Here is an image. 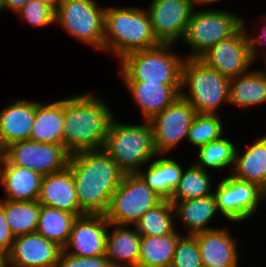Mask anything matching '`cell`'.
Segmentation results:
<instances>
[{"label": "cell", "mask_w": 266, "mask_h": 267, "mask_svg": "<svg viewBox=\"0 0 266 267\" xmlns=\"http://www.w3.org/2000/svg\"><path fill=\"white\" fill-rule=\"evenodd\" d=\"M197 112L181 96L150 121L154 148L158 155H169L187 141L190 124ZM182 142V143H181ZM174 149V150H173Z\"/></svg>", "instance_id": "obj_11"}, {"label": "cell", "mask_w": 266, "mask_h": 267, "mask_svg": "<svg viewBox=\"0 0 266 267\" xmlns=\"http://www.w3.org/2000/svg\"><path fill=\"white\" fill-rule=\"evenodd\" d=\"M4 11L3 0H0V13Z\"/></svg>", "instance_id": "obj_46"}, {"label": "cell", "mask_w": 266, "mask_h": 267, "mask_svg": "<svg viewBox=\"0 0 266 267\" xmlns=\"http://www.w3.org/2000/svg\"><path fill=\"white\" fill-rule=\"evenodd\" d=\"M225 226L193 235L204 267H240L238 239L232 236L230 224Z\"/></svg>", "instance_id": "obj_17"}, {"label": "cell", "mask_w": 266, "mask_h": 267, "mask_svg": "<svg viewBox=\"0 0 266 267\" xmlns=\"http://www.w3.org/2000/svg\"><path fill=\"white\" fill-rule=\"evenodd\" d=\"M218 181L213 193L218 213L231 224L250 221L266 202V192L255 183L239 180L231 174L222 175Z\"/></svg>", "instance_id": "obj_10"}, {"label": "cell", "mask_w": 266, "mask_h": 267, "mask_svg": "<svg viewBox=\"0 0 266 267\" xmlns=\"http://www.w3.org/2000/svg\"><path fill=\"white\" fill-rule=\"evenodd\" d=\"M263 104H266V71L263 68H251L247 73L230 80V106L244 113Z\"/></svg>", "instance_id": "obj_26"}, {"label": "cell", "mask_w": 266, "mask_h": 267, "mask_svg": "<svg viewBox=\"0 0 266 267\" xmlns=\"http://www.w3.org/2000/svg\"><path fill=\"white\" fill-rule=\"evenodd\" d=\"M262 19L258 22L257 25H254L252 27L253 30H249V26L247 25L248 21H245V18L243 17L242 20V26L246 32V36L248 39V44H249V50H250V55L251 58L253 60V62L255 63V65L258 64V61L260 60L259 55H263V53H260V51H264V53H266V48H264L266 46V14L263 16H260ZM260 26H262L260 28ZM249 31H253V33L249 32ZM255 32V33H254ZM263 46V47H262ZM261 48L263 50H261ZM265 55V56H264ZM263 55V59L264 57L266 58V54ZM257 62V63H256Z\"/></svg>", "instance_id": "obj_37"}, {"label": "cell", "mask_w": 266, "mask_h": 267, "mask_svg": "<svg viewBox=\"0 0 266 267\" xmlns=\"http://www.w3.org/2000/svg\"><path fill=\"white\" fill-rule=\"evenodd\" d=\"M93 89L64 97L63 146L70 154L103 149L116 114Z\"/></svg>", "instance_id": "obj_1"}, {"label": "cell", "mask_w": 266, "mask_h": 267, "mask_svg": "<svg viewBox=\"0 0 266 267\" xmlns=\"http://www.w3.org/2000/svg\"><path fill=\"white\" fill-rule=\"evenodd\" d=\"M14 238L5 219L4 207L0 204V248L10 252Z\"/></svg>", "instance_id": "obj_40"}, {"label": "cell", "mask_w": 266, "mask_h": 267, "mask_svg": "<svg viewBox=\"0 0 266 267\" xmlns=\"http://www.w3.org/2000/svg\"><path fill=\"white\" fill-rule=\"evenodd\" d=\"M228 137L223 135L221 138L199 147L196 151L197 157L193 162L208 172H214V170L223 172L225 169L227 171L225 173L231 174L235 164L237 143Z\"/></svg>", "instance_id": "obj_27"}, {"label": "cell", "mask_w": 266, "mask_h": 267, "mask_svg": "<svg viewBox=\"0 0 266 267\" xmlns=\"http://www.w3.org/2000/svg\"><path fill=\"white\" fill-rule=\"evenodd\" d=\"M97 3L96 0H63L55 9V26L79 44L104 53L106 7Z\"/></svg>", "instance_id": "obj_7"}, {"label": "cell", "mask_w": 266, "mask_h": 267, "mask_svg": "<svg viewBox=\"0 0 266 267\" xmlns=\"http://www.w3.org/2000/svg\"><path fill=\"white\" fill-rule=\"evenodd\" d=\"M198 243L193 235H183L177 243L171 267H202Z\"/></svg>", "instance_id": "obj_36"}, {"label": "cell", "mask_w": 266, "mask_h": 267, "mask_svg": "<svg viewBox=\"0 0 266 267\" xmlns=\"http://www.w3.org/2000/svg\"><path fill=\"white\" fill-rule=\"evenodd\" d=\"M68 168L80 209L85 214L104 215L125 173L104 149L71 154Z\"/></svg>", "instance_id": "obj_2"}, {"label": "cell", "mask_w": 266, "mask_h": 267, "mask_svg": "<svg viewBox=\"0 0 266 267\" xmlns=\"http://www.w3.org/2000/svg\"><path fill=\"white\" fill-rule=\"evenodd\" d=\"M230 80L198 58H185L180 96L199 114L220 115V107L229 105Z\"/></svg>", "instance_id": "obj_5"}, {"label": "cell", "mask_w": 266, "mask_h": 267, "mask_svg": "<svg viewBox=\"0 0 266 267\" xmlns=\"http://www.w3.org/2000/svg\"><path fill=\"white\" fill-rule=\"evenodd\" d=\"M77 215L41 205L36 232L64 248Z\"/></svg>", "instance_id": "obj_29"}, {"label": "cell", "mask_w": 266, "mask_h": 267, "mask_svg": "<svg viewBox=\"0 0 266 267\" xmlns=\"http://www.w3.org/2000/svg\"><path fill=\"white\" fill-rule=\"evenodd\" d=\"M198 59L230 79L247 73L255 64L243 26L230 37L210 47Z\"/></svg>", "instance_id": "obj_14"}, {"label": "cell", "mask_w": 266, "mask_h": 267, "mask_svg": "<svg viewBox=\"0 0 266 267\" xmlns=\"http://www.w3.org/2000/svg\"><path fill=\"white\" fill-rule=\"evenodd\" d=\"M197 6L191 14L180 43L190 50L185 58H199L220 40L233 35L241 26L243 16L229 10Z\"/></svg>", "instance_id": "obj_8"}, {"label": "cell", "mask_w": 266, "mask_h": 267, "mask_svg": "<svg viewBox=\"0 0 266 267\" xmlns=\"http://www.w3.org/2000/svg\"><path fill=\"white\" fill-rule=\"evenodd\" d=\"M44 4L51 6L54 10L60 5L63 0H40Z\"/></svg>", "instance_id": "obj_44"}, {"label": "cell", "mask_w": 266, "mask_h": 267, "mask_svg": "<svg viewBox=\"0 0 266 267\" xmlns=\"http://www.w3.org/2000/svg\"><path fill=\"white\" fill-rule=\"evenodd\" d=\"M223 0H195L196 5L199 7H211L213 4L220 3Z\"/></svg>", "instance_id": "obj_43"}, {"label": "cell", "mask_w": 266, "mask_h": 267, "mask_svg": "<svg viewBox=\"0 0 266 267\" xmlns=\"http://www.w3.org/2000/svg\"><path fill=\"white\" fill-rule=\"evenodd\" d=\"M15 15L33 29L55 25V10L40 0H28Z\"/></svg>", "instance_id": "obj_34"}, {"label": "cell", "mask_w": 266, "mask_h": 267, "mask_svg": "<svg viewBox=\"0 0 266 267\" xmlns=\"http://www.w3.org/2000/svg\"><path fill=\"white\" fill-rule=\"evenodd\" d=\"M5 149L6 147L4 146L0 138V163L5 159Z\"/></svg>", "instance_id": "obj_45"}, {"label": "cell", "mask_w": 266, "mask_h": 267, "mask_svg": "<svg viewBox=\"0 0 266 267\" xmlns=\"http://www.w3.org/2000/svg\"><path fill=\"white\" fill-rule=\"evenodd\" d=\"M163 199L138 174H125L104 213L109 223L135 226L140 217Z\"/></svg>", "instance_id": "obj_9"}, {"label": "cell", "mask_w": 266, "mask_h": 267, "mask_svg": "<svg viewBox=\"0 0 266 267\" xmlns=\"http://www.w3.org/2000/svg\"><path fill=\"white\" fill-rule=\"evenodd\" d=\"M62 251L38 232L19 235L9 252L10 267H56Z\"/></svg>", "instance_id": "obj_16"}, {"label": "cell", "mask_w": 266, "mask_h": 267, "mask_svg": "<svg viewBox=\"0 0 266 267\" xmlns=\"http://www.w3.org/2000/svg\"><path fill=\"white\" fill-rule=\"evenodd\" d=\"M248 144L245 149L237 146L231 175L255 183L266 192V133L257 135Z\"/></svg>", "instance_id": "obj_24"}, {"label": "cell", "mask_w": 266, "mask_h": 267, "mask_svg": "<svg viewBox=\"0 0 266 267\" xmlns=\"http://www.w3.org/2000/svg\"><path fill=\"white\" fill-rule=\"evenodd\" d=\"M109 222L104 215L86 214L74 221L63 250L78 257L105 255Z\"/></svg>", "instance_id": "obj_15"}, {"label": "cell", "mask_w": 266, "mask_h": 267, "mask_svg": "<svg viewBox=\"0 0 266 267\" xmlns=\"http://www.w3.org/2000/svg\"><path fill=\"white\" fill-rule=\"evenodd\" d=\"M132 101L138 107L142 121L154 116L171 105L179 96L181 85H165L147 82H123Z\"/></svg>", "instance_id": "obj_18"}, {"label": "cell", "mask_w": 266, "mask_h": 267, "mask_svg": "<svg viewBox=\"0 0 266 267\" xmlns=\"http://www.w3.org/2000/svg\"><path fill=\"white\" fill-rule=\"evenodd\" d=\"M146 7L157 40L176 45L182 41L197 5L195 0H150Z\"/></svg>", "instance_id": "obj_13"}, {"label": "cell", "mask_w": 266, "mask_h": 267, "mask_svg": "<svg viewBox=\"0 0 266 267\" xmlns=\"http://www.w3.org/2000/svg\"><path fill=\"white\" fill-rule=\"evenodd\" d=\"M135 227L140 236H163L180 232L176 228L175 212L170 200H162L147 210Z\"/></svg>", "instance_id": "obj_32"}, {"label": "cell", "mask_w": 266, "mask_h": 267, "mask_svg": "<svg viewBox=\"0 0 266 267\" xmlns=\"http://www.w3.org/2000/svg\"><path fill=\"white\" fill-rule=\"evenodd\" d=\"M5 219L16 237L36 232L41 204L37 201H9L0 199Z\"/></svg>", "instance_id": "obj_31"}, {"label": "cell", "mask_w": 266, "mask_h": 267, "mask_svg": "<svg viewBox=\"0 0 266 267\" xmlns=\"http://www.w3.org/2000/svg\"><path fill=\"white\" fill-rule=\"evenodd\" d=\"M43 175L20 166L9 164L5 159L0 163V186L4 192L3 200H38Z\"/></svg>", "instance_id": "obj_22"}, {"label": "cell", "mask_w": 266, "mask_h": 267, "mask_svg": "<svg viewBox=\"0 0 266 267\" xmlns=\"http://www.w3.org/2000/svg\"><path fill=\"white\" fill-rule=\"evenodd\" d=\"M218 114L197 113L190 124L187 141L188 145L198 149L209 142L217 140L228 132L223 123V118ZM225 128V129H224ZM226 130V131H225Z\"/></svg>", "instance_id": "obj_33"}, {"label": "cell", "mask_w": 266, "mask_h": 267, "mask_svg": "<svg viewBox=\"0 0 266 267\" xmlns=\"http://www.w3.org/2000/svg\"><path fill=\"white\" fill-rule=\"evenodd\" d=\"M155 37L146 7L106 6L104 15V54L118 61L126 54L154 48Z\"/></svg>", "instance_id": "obj_3"}, {"label": "cell", "mask_w": 266, "mask_h": 267, "mask_svg": "<svg viewBox=\"0 0 266 267\" xmlns=\"http://www.w3.org/2000/svg\"><path fill=\"white\" fill-rule=\"evenodd\" d=\"M173 48H176L174 44H160L124 55L118 61L120 79L122 82L181 85L185 56L182 52L180 56Z\"/></svg>", "instance_id": "obj_4"}, {"label": "cell", "mask_w": 266, "mask_h": 267, "mask_svg": "<svg viewBox=\"0 0 266 267\" xmlns=\"http://www.w3.org/2000/svg\"><path fill=\"white\" fill-rule=\"evenodd\" d=\"M0 267H10L9 252L0 248Z\"/></svg>", "instance_id": "obj_42"}, {"label": "cell", "mask_w": 266, "mask_h": 267, "mask_svg": "<svg viewBox=\"0 0 266 267\" xmlns=\"http://www.w3.org/2000/svg\"><path fill=\"white\" fill-rule=\"evenodd\" d=\"M140 240L135 226L109 223L105 256L111 266L138 267Z\"/></svg>", "instance_id": "obj_25"}, {"label": "cell", "mask_w": 266, "mask_h": 267, "mask_svg": "<svg viewBox=\"0 0 266 267\" xmlns=\"http://www.w3.org/2000/svg\"><path fill=\"white\" fill-rule=\"evenodd\" d=\"M141 123L125 124L115 117L108 131L103 149L125 174L138 173L158 155L149 121Z\"/></svg>", "instance_id": "obj_6"}, {"label": "cell", "mask_w": 266, "mask_h": 267, "mask_svg": "<svg viewBox=\"0 0 266 267\" xmlns=\"http://www.w3.org/2000/svg\"><path fill=\"white\" fill-rule=\"evenodd\" d=\"M212 173L203 170L193 161L184 167L181 179L174 190L171 202L195 198H204L214 193V177Z\"/></svg>", "instance_id": "obj_30"}, {"label": "cell", "mask_w": 266, "mask_h": 267, "mask_svg": "<svg viewBox=\"0 0 266 267\" xmlns=\"http://www.w3.org/2000/svg\"><path fill=\"white\" fill-rule=\"evenodd\" d=\"M41 205L75 214L86 215L79 206L72 171L65 170L43 177L37 200Z\"/></svg>", "instance_id": "obj_20"}, {"label": "cell", "mask_w": 266, "mask_h": 267, "mask_svg": "<svg viewBox=\"0 0 266 267\" xmlns=\"http://www.w3.org/2000/svg\"><path fill=\"white\" fill-rule=\"evenodd\" d=\"M173 204L176 227L182 225L186 231L184 235H194L199 232L219 228L210 225L219 215L214 194L204 197L183 201L171 202ZM218 214V215H216Z\"/></svg>", "instance_id": "obj_21"}, {"label": "cell", "mask_w": 266, "mask_h": 267, "mask_svg": "<svg viewBox=\"0 0 266 267\" xmlns=\"http://www.w3.org/2000/svg\"><path fill=\"white\" fill-rule=\"evenodd\" d=\"M70 155L63 145L31 140L12 143L5 149V160L9 164L31 169L43 176L65 170Z\"/></svg>", "instance_id": "obj_12"}, {"label": "cell", "mask_w": 266, "mask_h": 267, "mask_svg": "<svg viewBox=\"0 0 266 267\" xmlns=\"http://www.w3.org/2000/svg\"><path fill=\"white\" fill-rule=\"evenodd\" d=\"M182 233L163 236H141L138 267H171L173 255Z\"/></svg>", "instance_id": "obj_28"}, {"label": "cell", "mask_w": 266, "mask_h": 267, "mask_svg": "<svg viewBox=\"0 0 266 267\" xmlns=\"http://www.w3.org/2000/svg\"><path fill=\"white\" fill-rule=\"evenodd\" d=\"M28 0H3L4 10L16 14Z\"/></svg>", "instance_id": "obj_41"}, {"label": "cell", "mask_w": 266, "mask_h": 267, "mask_svg": "<svg viewBox=\"0 0 266 267\" xmlns=\"http://www.w3.org/2000/svg\"><path fill=\"white\" fill-rule=\"evenodd\" d=\"M56 267H112L105 255L78 257L62 251Z\"/></svg>", "instance_id": "obj_38"}, {"label": "cell", "mask_w": 266, "mask_h": 267, "mask_svg": "<svg viewBox=\"0 0 266 267\" xmlns=\"http://www.w3.org/2000/svg\"><path fill=\"white\" fill-rule=\"evenodd\" d=\"M182 166L181 161L174 158L173 156L164 155V177L166 182V187L173 193L176 189L184 167Z\"/></svg>", "instance_id": "obj_39"}, {"label": "cell", "mask_w": 266, "mask_h": 267, "mask_svg": "<svg viewBox=\"0 0 266 267\" xmlns=\"http://www.w3.org/2000/svg\"><path fill=\"white\" fill-rule=\"evenodd\" d=\"M265 60H264V63H265V67L263 68L265 71H266V58H264Z\"/></svg>", "instance_id": "obj_47"}, {"label": "cell", "mask_w": 266, "mask_h": 267, "mask_svg": "<svg viewBox=\"0 0 266 267\" xmlns=\"http://www.w3.org/2000/svg\"><path fill=\"white\" fill-rule=\"evenodd\" d=\"M64 97L49 100H36L35 120L29 140L63 145Z\"/></svg>", "instance_id": "obj_23"}, {"label": "cell", "mask_w": 266, "mask_h": 267, "mask_svg": "<svg viewBox=\"0 0 266 267\" xmlns=\"http://www.w3.org/2000/svg\"><path fill=\"white\" fill-rule=\"evenodd\" d=\"M138 174L163 200H171L173 193L166 187L164 177V155H157L156 158L144 165Z\"/></svg>", "instance_id": "obj_35"}, {"label": "cell", "mask_w": 266, "mask_h": 267, "mask_svg": "<svg viewBox=\"0 0 266 267\" xmlns=\"http://www.w3.org/2000/svg\"><path fill=\"white\" fill-rule=\"evenodd\" d=\"M8 102L0 109V138L5 147L29 140L36 112V100L16 97Z\"/></svg>", "instance_id": "obj_19"}]
</instances>
